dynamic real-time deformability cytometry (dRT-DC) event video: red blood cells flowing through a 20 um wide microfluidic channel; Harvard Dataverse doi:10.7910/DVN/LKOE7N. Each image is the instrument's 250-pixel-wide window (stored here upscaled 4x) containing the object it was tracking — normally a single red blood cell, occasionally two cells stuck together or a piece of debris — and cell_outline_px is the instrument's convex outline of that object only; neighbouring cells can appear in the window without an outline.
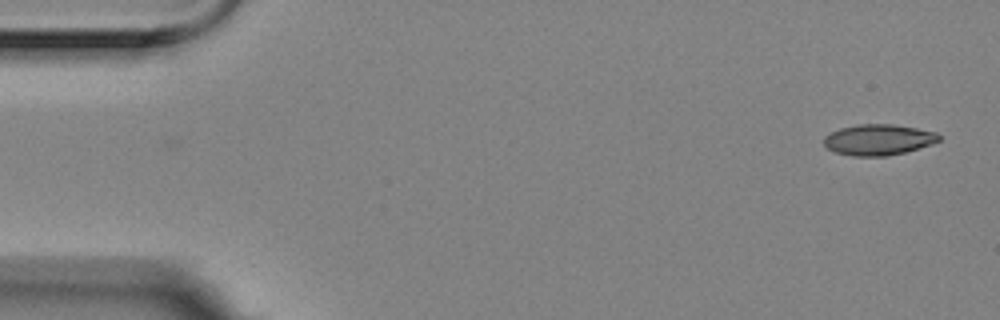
{"species": "Egyptian fruit bat (a non-hibernating species)", "species_latin": "Rousettus aegyptiacus", "temperature_condition": "room temperature", "stored_images_in_passage": 2, "camera_frame_rate_fps": 3000, "um_per_image_px": 0.085, "animal": {"sex": "female"}, "frame": {"image": 1, "passage_image": 2, "time_ms": 0.333, "image_size_px": [1000, 320], "cell_outline_px": [[940, 140], [932, 144], [904, 152], [888, 156], [852, 156], [836, 152], [828, 148], [824, 144], [824, 136], [840, 128], [860, 124], [892, 124], [916, 128], [936, 132], [940, 136]], "centroid_in_image_um": [74.67, 11.87], "position_along_channel_um": 10.3, "area_um2": 20.58}}